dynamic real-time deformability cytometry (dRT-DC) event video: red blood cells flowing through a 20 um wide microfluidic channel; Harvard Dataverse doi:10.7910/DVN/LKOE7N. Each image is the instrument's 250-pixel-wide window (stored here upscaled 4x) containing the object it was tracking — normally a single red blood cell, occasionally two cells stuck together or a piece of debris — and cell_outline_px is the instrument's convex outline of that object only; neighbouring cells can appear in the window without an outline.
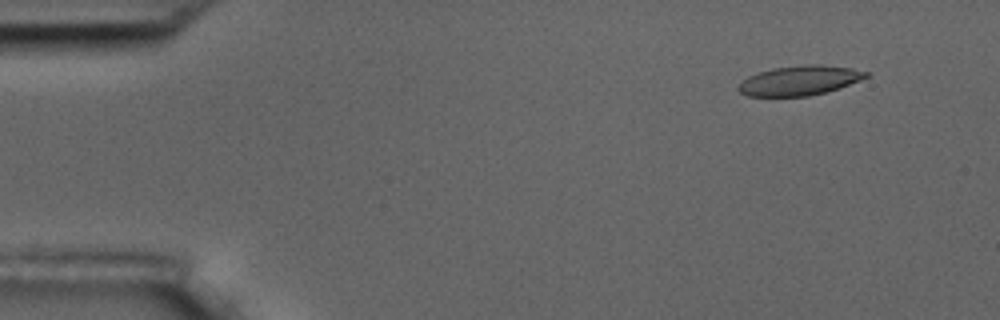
{"species": "common noctule bat (a hibernating species)", "species_latin": "Nyctalus noctula", "temperature_condition": "room temperature", "stored_images_in_passage": 6, "segment_of_instrument_passage": [1, 2], "camera_frame_rate_fps": 3000, "um_per_image_px": 0.085, "animal": {"sex": "male", "body_mass_g": 17.5, "forearm_length_mm": 52.3}, "frame": {"image": 1, "passage_image": 2, "time_ms": 1.0, "image_size_px": [1000, 320], "cell_outline_px": [[868, 76], [860, 80], [840, 88], [808, 96], [748, 96], [740, 92], [736, 88], [748, 76], [756, 72], [772, 68], [804, 64], [820, 64], [852, 68], [868, 72]], "centroid_in_image_um": [67.95, 6.83], "position_along_channel_um": 17.0, "area_um2": 22.08}}